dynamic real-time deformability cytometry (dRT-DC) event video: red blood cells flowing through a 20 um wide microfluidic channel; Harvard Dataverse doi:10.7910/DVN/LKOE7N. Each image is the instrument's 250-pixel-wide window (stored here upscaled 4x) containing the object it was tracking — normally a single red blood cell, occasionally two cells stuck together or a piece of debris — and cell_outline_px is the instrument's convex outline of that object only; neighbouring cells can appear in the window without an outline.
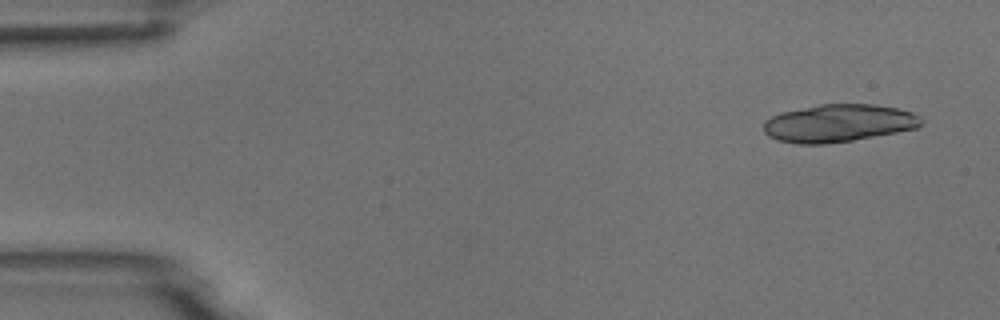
{"species": "common noctule bat (a hibernating species)", "species_latin": "Nyctalus noctula", "temperature_condition": "room temperature", "stored_images_in_passage": 5, "segment_of_instrument_passage": [2, 2], "camera_frame_rate_fps": 3000, "um_per_image_px": 0.085, "animal": {"sex": "male", "body_mass_g": 18.8}, "frame": {"image": 1, "passage_image": 5, "time_ms": 4.667, "image_size_px": [1000, 320], "cell_outline_px": [[924, 120], [916, 128], [896, 132], [852, 140], [824, 144], [800, 144], [776, 140], [768, 136], [764, 132], [764, 120], [772, 116], [784, 112], [820, 104], [872, 104], [900, 108], [912, 112], [920, 116]], "centroid_in_image_um": [71.28, 10.47], "position_along_channel_um": 13.7, "area_um2": 34.51}}